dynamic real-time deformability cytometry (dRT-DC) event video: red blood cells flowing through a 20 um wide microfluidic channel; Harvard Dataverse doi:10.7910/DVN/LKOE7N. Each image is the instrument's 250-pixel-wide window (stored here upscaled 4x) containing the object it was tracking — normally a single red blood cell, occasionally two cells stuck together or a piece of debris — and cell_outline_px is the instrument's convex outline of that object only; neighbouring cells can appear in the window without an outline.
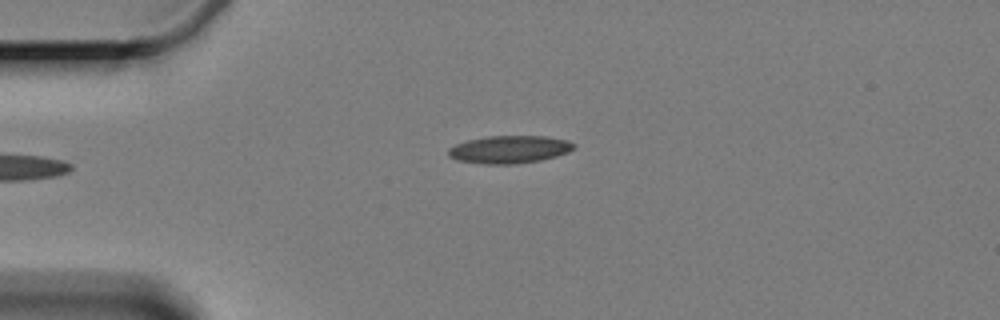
{"species": "Egyptian fruit bat (a non-hibernating species)", "species_latin": "Rousettus aegyptiacus", "temperature_condition": "cold", "stored_images_in_passage": 2, "camera_frame_rate_fps": 3000, "um_per_image_px": 0.085, "animal": {"sex": "female"}, "frame": {"image": 1, "passage_image": 2, "time_ms": 1.333, "image_size_px": [1000, 320], "cell_outline_px": [[576, 148], [568, 152], [556, 156], [540, 160], [516, 164], [484, 164], [456, 160], [448, 156], [448, 148], [456, 144], [468, 140], [488, 136], [544, 136], [568, 140], [576, 144]], "centroid_in_image_um": [43.31, 12.7], "position_along_channel_um": 41.7, "area_um2": 20.35}}